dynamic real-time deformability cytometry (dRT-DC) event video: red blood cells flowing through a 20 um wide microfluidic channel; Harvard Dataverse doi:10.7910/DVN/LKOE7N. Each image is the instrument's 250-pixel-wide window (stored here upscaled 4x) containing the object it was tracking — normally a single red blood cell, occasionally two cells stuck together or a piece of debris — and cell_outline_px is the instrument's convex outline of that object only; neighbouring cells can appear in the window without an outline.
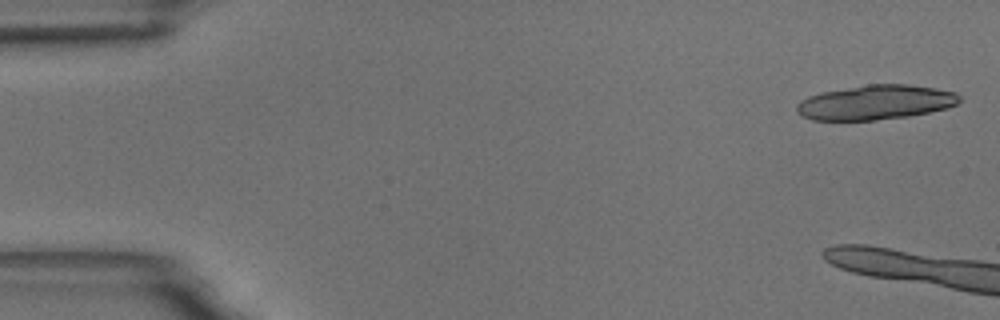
{"species": "common noctule bat (a hibernating species)", "species_latin": "Nyctalus noctula", "temperature_condition": "room temperature", "stored_images_in_passage": 3, "camera_frame_rate_fps": 3000, "um_per_image_px": 0.085, "animal": {"sex": "male", "body_mass_g": 18.8}, "frame": {"image": 1, "passage_image": 1, "time_ms": 0.0, "image_size_px": [1000, 320], "cell_outline_px": [[960, 100], [956, 104], [948, 108], [908, 116], [876, 120], [812, 120], [800, 116], [796, 112], [796, 104], [800, 100], [808, 96], [820, 92], [868, 84], [908, 84], [936, 88], [956, 92], [960, 96]], "centroid_in_image_um": [74.39, 8.7], "position_along_channel_um": 10.6, "area_um2": 33.06}}